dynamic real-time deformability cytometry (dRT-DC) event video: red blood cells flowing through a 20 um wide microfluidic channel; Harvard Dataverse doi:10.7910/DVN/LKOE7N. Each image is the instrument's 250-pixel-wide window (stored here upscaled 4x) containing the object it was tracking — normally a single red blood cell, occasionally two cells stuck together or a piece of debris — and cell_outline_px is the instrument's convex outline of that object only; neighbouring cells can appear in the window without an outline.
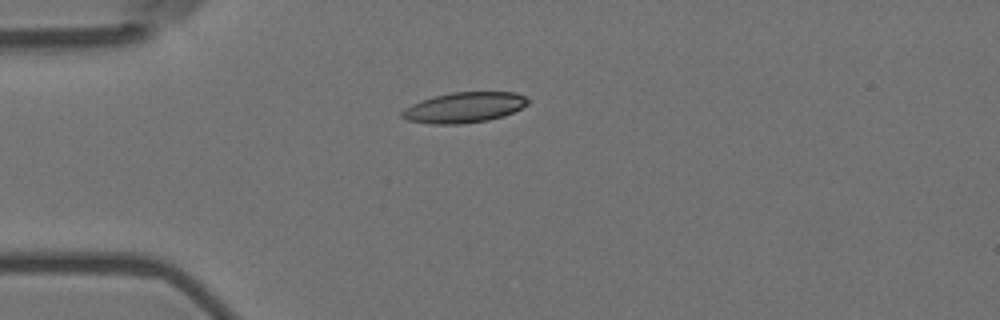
{"species": "Egyptian fruit bat (a non-hibernating species)", "species_latin": "Rousettus aegyptiacus", "temperature_condition": "room temperature", "stored_images_in_passage": 4, "camera_frame_rate_fps": 3000, "um_per_image_px": 0.085, "animal": {"sex": "female"}, "frame": {"image": 1, "passage_image": 1, "time_ms": 0.0, "image_size_px": [1000, 320], "cell_outline_px": [[528, 104], [504, 116], [488, 120], [460, 124], [432, 124], [408, 120], [400, 116], [400, 112], [404, 108], [420, 100], [452, 92], [516, 92], [524, 96], [528, 100]], "centroid_in_image_um": [39.43, 9.13], "position_along_channel_um": 45.6, "area_um2": 22.25}}
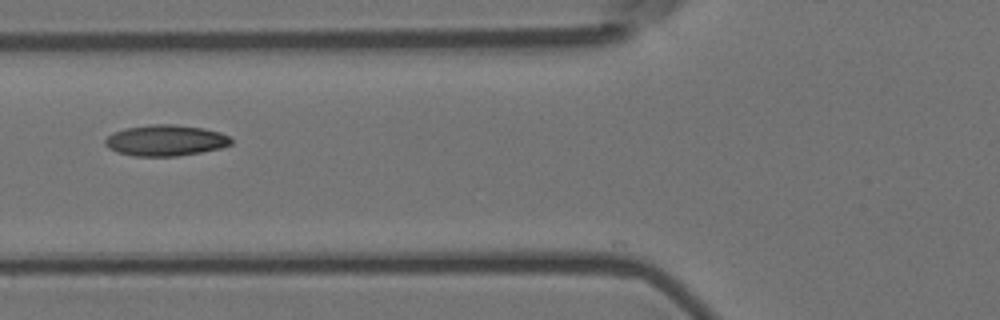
{"frame": {"image": 2, "passage_image": 3, "time_ms": 0.667, "image_size_px": [1000, 320], "cell_outline_px": [[232, 144], [220, 148], [200, 152], [176, 156], [132, 156], [108, 148], [104, 144], [104, 140], [112, 132], [124, 128], [152, 124], [172, 124], [204, 128], [220, 132], [228, 136], [232, 140]], "centroid_in_image_um": [14.05, 11.93], "position_along_channel_um": 111.7, "area_um2": 22.77}}
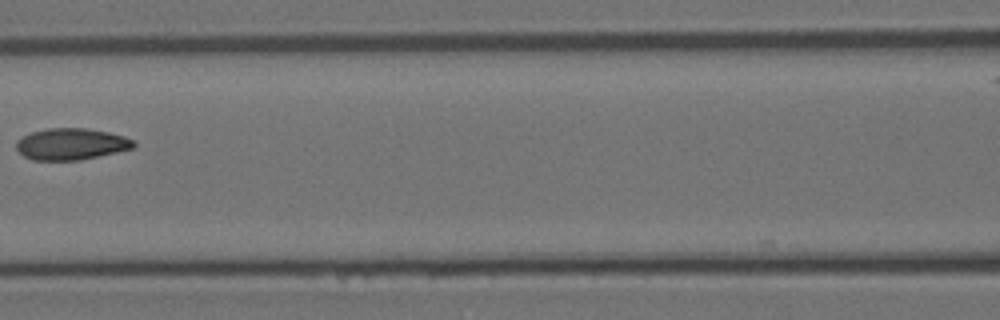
{"frame": {"image": 3, "passage_image": 4, "time_ms": 1.0, "image_size_px": [1000, 320], "cell_outline_px": [[136, 144], [132, 148], [116, 152], [80, 160], [32, 160], [24, 156], [16, 148], [16, 140], [32, 132], [48, 128], [88, 128], [108, 132], [124, 136], [132, 140]], "centroid_in_image_um": [6.03, 12.24], "position_along_channel_um": 160.6, "area_um2": 21.44}}